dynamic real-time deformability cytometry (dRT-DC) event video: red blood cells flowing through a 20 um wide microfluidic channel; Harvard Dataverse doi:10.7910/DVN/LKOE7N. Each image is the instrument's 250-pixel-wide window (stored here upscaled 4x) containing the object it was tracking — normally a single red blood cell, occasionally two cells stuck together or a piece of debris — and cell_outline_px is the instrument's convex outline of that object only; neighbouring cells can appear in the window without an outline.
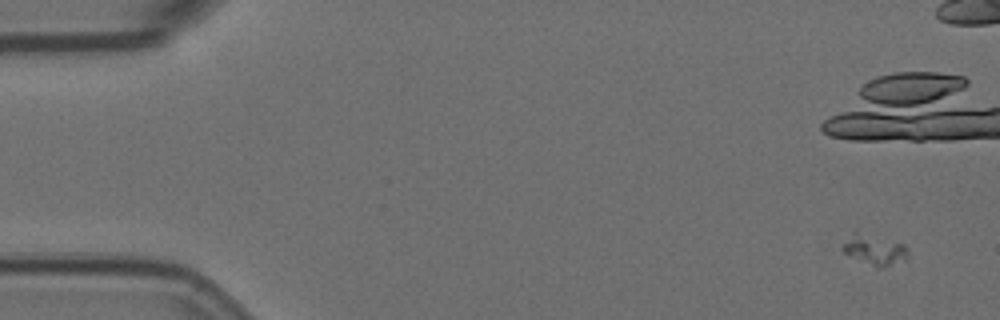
{"species": "Egyptian fruit bat (a non-hibernating species)", "species_latin": "Rousettus aegyptiacus", "temperature_condition": "room temperature", "stored_images_in_passage": 7, "camera_frame_rate_fps": 3000, "um_per_image_px": 0.085, "animal": {"sex": "female"}, "frame": {"image": 1, "passage_image": 2, "time_ms": 0.333, "image_size_px": [1000, 320], "cell_outline_px": [[908, 256], [904, 260], [880, 268], [876, 268], [844, 252], [840, 248], [856, 228], [904, 244], [908, 248]], "centroid_in_image_um": [74.33, 21.17], "position_along_channel_um": 10.7, "area_um2": 11.85}}